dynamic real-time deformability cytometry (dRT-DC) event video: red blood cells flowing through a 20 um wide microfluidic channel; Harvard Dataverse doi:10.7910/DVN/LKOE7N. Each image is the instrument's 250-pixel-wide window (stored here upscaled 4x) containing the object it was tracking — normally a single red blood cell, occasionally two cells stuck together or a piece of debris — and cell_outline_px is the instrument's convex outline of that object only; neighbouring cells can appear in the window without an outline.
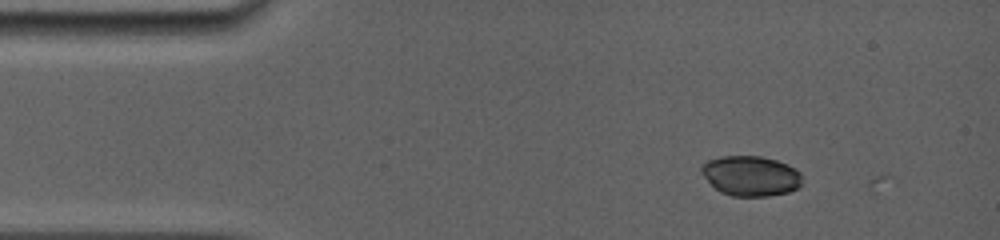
{"species": "common noctule bat (a hibernating species)", "species_latin": "Nyctalus noctula", "temperature_condition": "room temperature", "stored_images_in_passage": 6, "camera_frame_rate_fps": 5000, "um_per_image_px": 0.085, "animal": {"sex": "female", "body_mass_g": 19.0, "forearm_length_mm": 56.7}, "frame": {"image": 1, "passage_image": 5, "time_ms": 0.8, "image_size_px": [1000, 240], "cell_outline_px": [[800, 188], [788, 192], [768, 196], [732, 196], [720, 192], [700, 172], [700, 168], [708, 160], [720, 156], [760, 156], [776, 160], [788, 164], [800, 172]], "centroid_in_image_um": [63.81, 14.95], "position_along_channel_um": 21.2, "area_um2": 23.47}}